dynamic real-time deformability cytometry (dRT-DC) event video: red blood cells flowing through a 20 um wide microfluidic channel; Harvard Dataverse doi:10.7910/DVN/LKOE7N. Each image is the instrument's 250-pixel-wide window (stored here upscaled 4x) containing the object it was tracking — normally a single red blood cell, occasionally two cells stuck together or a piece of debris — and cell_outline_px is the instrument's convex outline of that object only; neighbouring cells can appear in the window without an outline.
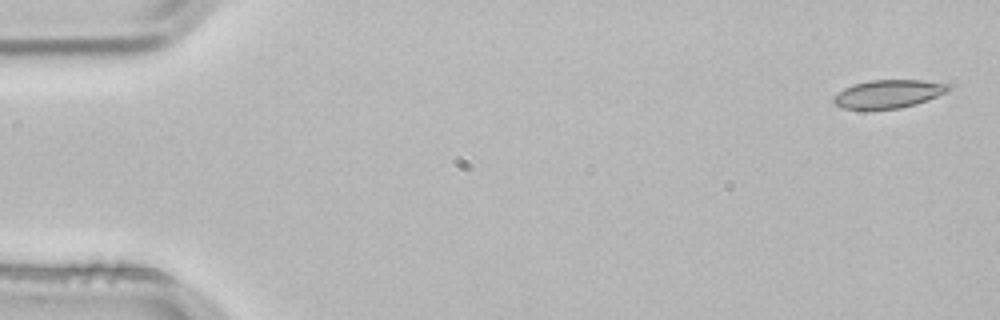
{"species": "common noctule bat (a hibernating species)", "species_latin": "Nyctalus noctula", "temperature_condition": "room temperature", "stored_images_in_passage": 4, "camera_frame_rate_fps": 3000, "um_per_image_px": 0.085, "animal": {"sex": "male", "body_mass_g": 21.5, "forearm_length_mm": 52.0}, "frame": {"image": 1, "passage_image": 1, "time_ms": 0.0, "image_size_px": [1000, 320], "cell_outline_px": [[952, 88], [948, 92], [916, 104], [900, 108], [844, 108], [832, 104], [832, 96], [844, 88], [852, 84], [868, 80], [920, 80], [948, 84]], "centroid_in_image_um": [75.49, 7.97], "position_along_channel_um": 9.5, "area_um2": 18.84}}
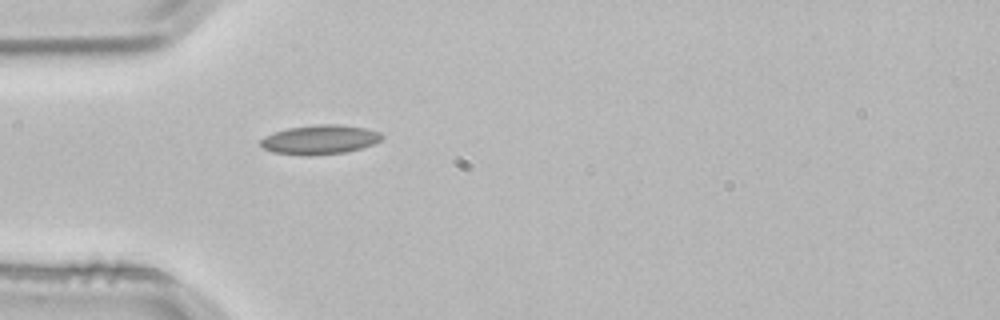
{"frame": {"image": 2, "passage_image": 4, "time_ms": 1.0, "image_size_px": [1000, 320], "cell_outline_px": [[384, 136], [380, 140], [372, 144], [360, 148], [344, 152], [308, 156], [300, 156], [272, 152], [264, 148], [260, 144], [260, 140], [264, 136], [288, 128], [316, 124], [336, 124], [364, 128], [380, 132]], "centroid_in_image_um": [27.15, 11.87], "position_along_channel_um": 57.8, "area_um2": 20.63}}